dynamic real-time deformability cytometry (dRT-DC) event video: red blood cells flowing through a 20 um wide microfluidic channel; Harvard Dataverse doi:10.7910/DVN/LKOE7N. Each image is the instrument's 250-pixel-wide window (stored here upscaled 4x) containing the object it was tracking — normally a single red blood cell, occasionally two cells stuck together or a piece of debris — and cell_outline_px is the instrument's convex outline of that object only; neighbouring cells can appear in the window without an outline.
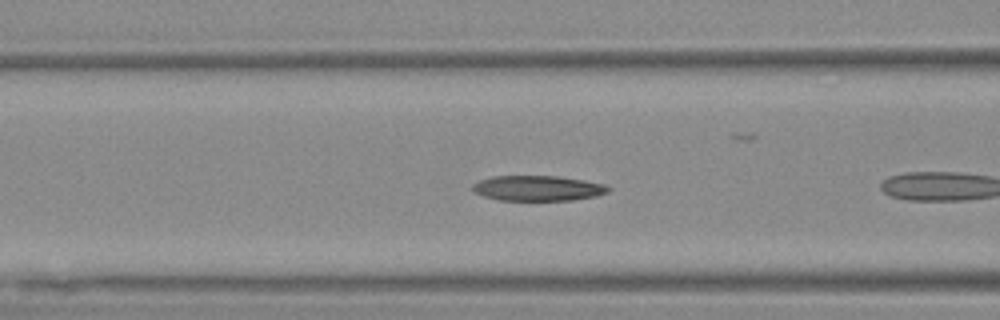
{"species": "Egyptian fruit bat (a non-hibernating species)", "species_latin": "Rousettus aegyptiacus", "temperature_condition": "warm", "stored_images_in_passage": 10, "camera_frame_rate_fps": 3000, "um_per_image_px": 0.085, "animal": {"sex": "female"}, "frame": {"image": 1, "passage_image": 6, "time_ms": 1.667, "image_size_px": [1000, 320], "cell_outline_px": [[612, 188], [608, 192], [596, 196], [572, 200], [500, 200], [484, 196], [476, 192], [472, 188], [472, 184], [480, 180], [492, 176], [556, 176], [584, 180], [604, 184]], "centroid_in_image_um": [45.74, 15.99], "position_along_channel_um": 120.9, "area_um2": 19.88}}
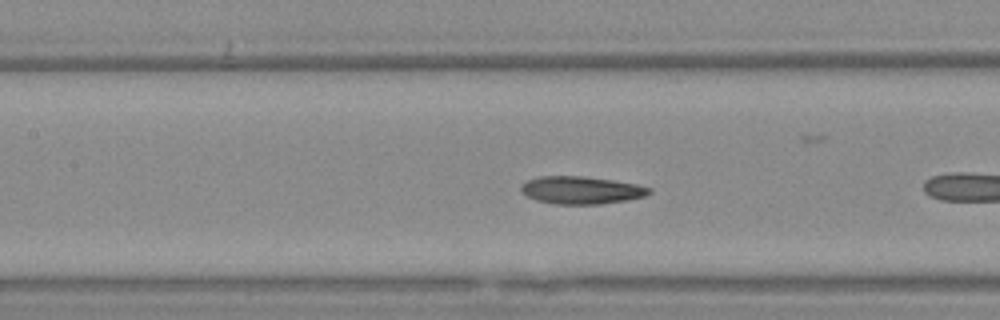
{"frame": {"image": 2, "passage_image": 9, "time_ms": 2.667, "image_size_px": [1000, 320], "cell_outline_px": [[652, 192], [644, 196], [628, 200], [600, 204], [556, 204], [536, 200], [520, 192], [520, 188], [528, 180], [540, 176], [584, 176], [612, 180], [636, 184], [652, 188]], "centroid_in_image_um": [49.42, 16.16], "position_along_channel_um": 158.0, "area_um2": 20.58}}